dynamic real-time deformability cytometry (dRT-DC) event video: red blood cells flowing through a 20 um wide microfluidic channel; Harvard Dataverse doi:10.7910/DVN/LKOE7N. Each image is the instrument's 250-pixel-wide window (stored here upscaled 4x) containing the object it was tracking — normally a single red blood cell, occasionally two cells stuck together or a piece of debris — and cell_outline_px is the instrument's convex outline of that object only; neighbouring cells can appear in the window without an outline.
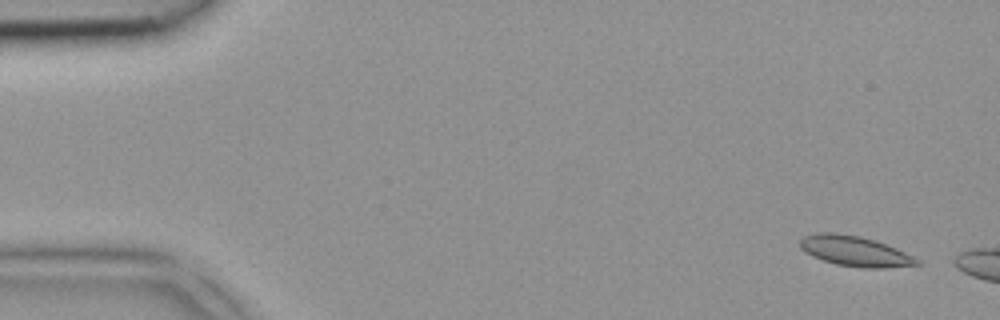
{"species": "common noctule bat (a hibernating species)", "species_latin": "Nyctalus noctula", "temperature_condition": "room temperature", "stored_images_in_passage": 3, "camera_frame_rate_fps": 3000, "um_per_image_px": 0.085, "animal": {"sex": "female", "body_mass_g": 18.4}, "frame": {"image": 1, "passage_image": 1, "time_ms": 0.0, "image_size_px": [1000, 320], "cell_outline_px": [[920, 264], [884, 268], [864, 268], [836, 264], [812, 256], [804, 252], [800, 248], [800, 240], [804, 236], [816, 232], [836, 232], [860, 236], [896, 248], [920, 260]], "centroid_in_image_um": [72.62, 21.34], "position_along_channel_um": 12.4, "area_um2": 20.46}}